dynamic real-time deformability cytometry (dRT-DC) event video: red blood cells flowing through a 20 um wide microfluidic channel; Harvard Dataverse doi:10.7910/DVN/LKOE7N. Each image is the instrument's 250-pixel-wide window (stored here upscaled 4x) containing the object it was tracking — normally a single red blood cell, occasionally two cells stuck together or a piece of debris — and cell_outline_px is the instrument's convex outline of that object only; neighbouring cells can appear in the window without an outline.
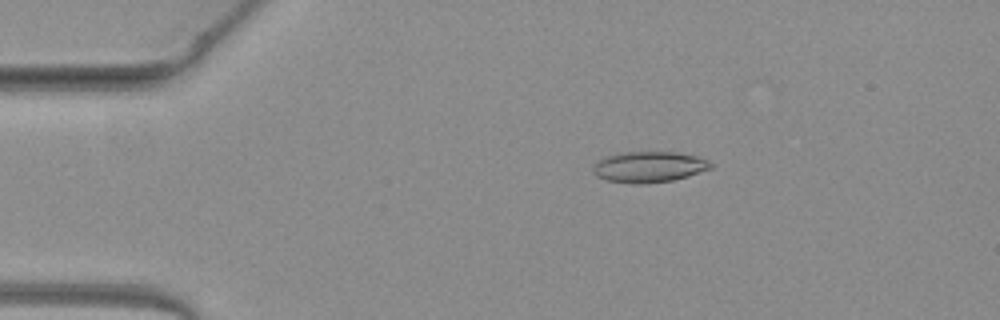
{"species": "common noctule bat (a hibernating species)", "species_latin": "Nyctalus noctula", "temperature_condition": "warm", "stored_images_in_passage": 36, "camera_frame_rate_fps": 3000, "um_per_image_px": 0.085, "animal": {"sex": "female", "body_mass_g": 19.3, "forearm_length_mm": 54.1}, "frame": {"image": 1, "passage_image": 10, "time_ms": 3.0, "image_size_px": [1000, 320], "cell_outline_px": [[712, 168], [688, 176], [672, 180], [644, 184], [632, 184], [608, 180], [596, 176], [592, 172], [592, 168], [600, 160], [608, 156], [620, 152], [676, 152], [696, 156], [708, 160], [712, 164]], "centroid_in_image_um": [55.17, 14.19], "position_along_channel_um": 29.8, "area_um2": 21.1}}
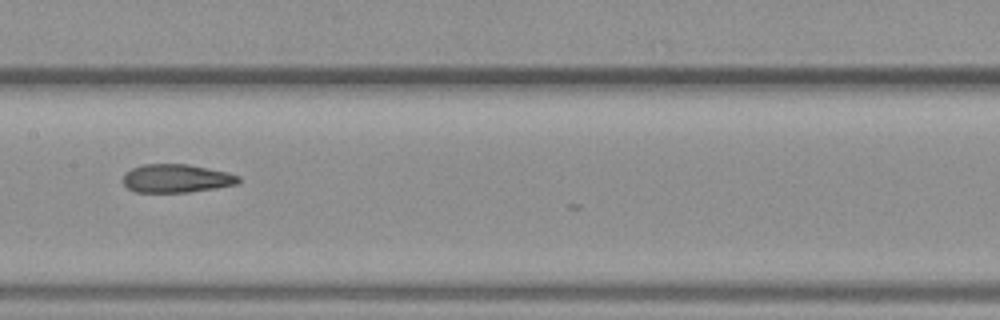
{"frame": {"image": 2, "passage_image": 26, "time_ms": 8.333, "image_size_px": [1000, 320], "cell_outline_px": [[240, 180], [236, 184], [216, 188], [188, 192], [136, 192], [128, 188], [120, 180], [132, 168], [144, 164], [188, 164], [228, 172], [240, 176]], "centroid_in_image_um": [15.0, 15.16], "position_along_channel_um": 192.4, "area_um2": 19.07}}
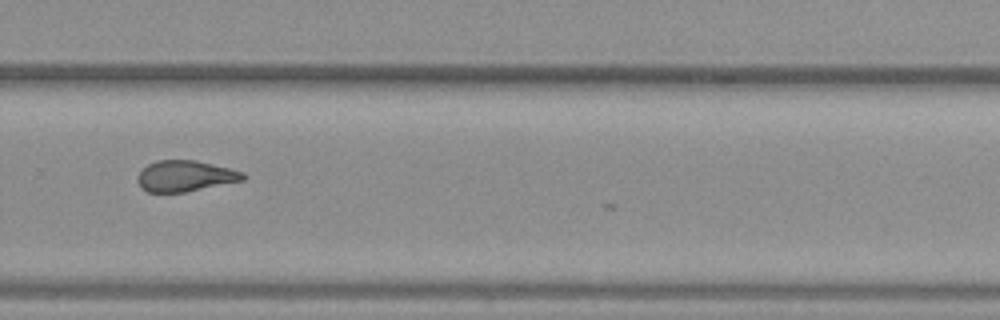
{"frame": {"image": 3, "passage_image": 35, "time_ms": 11.333, "image_size_px": [1000, 320], "cell_outline_px": [[244, 180], [184, 192], [148, 192], [140, 188], [136, 180], [136, 176], [140, 168], [156, 160], [196, 160], [244, 172]], "centroid_in_image_um": [15.66, 14.96], "position_along_channel_um": 314.1, "area_um2": 19.13}}